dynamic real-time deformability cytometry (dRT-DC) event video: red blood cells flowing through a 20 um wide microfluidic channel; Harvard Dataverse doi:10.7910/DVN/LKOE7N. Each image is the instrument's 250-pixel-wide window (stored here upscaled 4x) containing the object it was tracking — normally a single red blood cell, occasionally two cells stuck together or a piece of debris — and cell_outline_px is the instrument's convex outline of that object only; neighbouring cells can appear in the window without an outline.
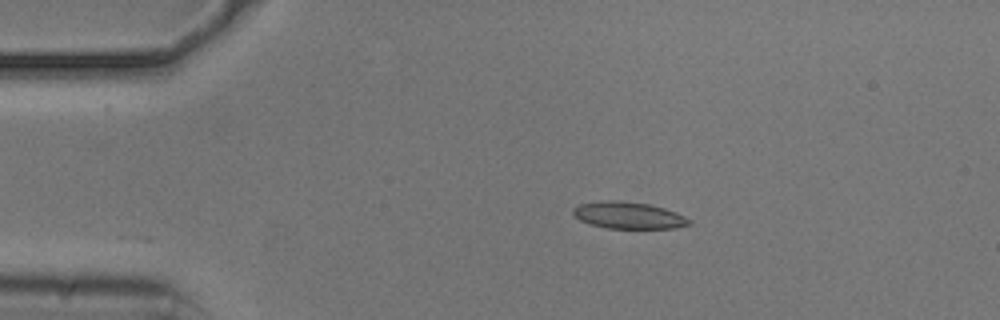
{"species": "common noctule bat (a hibernating species)", "species_latin": "Nyctalus noctula", "temperature_condition": "cold", "stored_images_in_passage": 44, "camera_frame_rate_fps": 3000, "um_per_image_px": 0.085, "animal": {"sex": "male", "body_mass_g": 20.5, "forearm_length_mm": 52.5}, "frame": {"image": 1, "passage_image": 1, "time_ms": 0.0, "image_size_px": [1000, 320], "cell_outline_px": [[692, 224], [676, 228], [608, 228], [592, 224], [580, 220], [572, 212], [572, 208], [580, 204], [600, 200], [612, 200], [648, 204], [664, 208], [676, 212], [692, 220]], "centroid_in_image_um": [53.44, 18.3], "position_along_channel_um": 31.6, "area_um2": 18.03}}
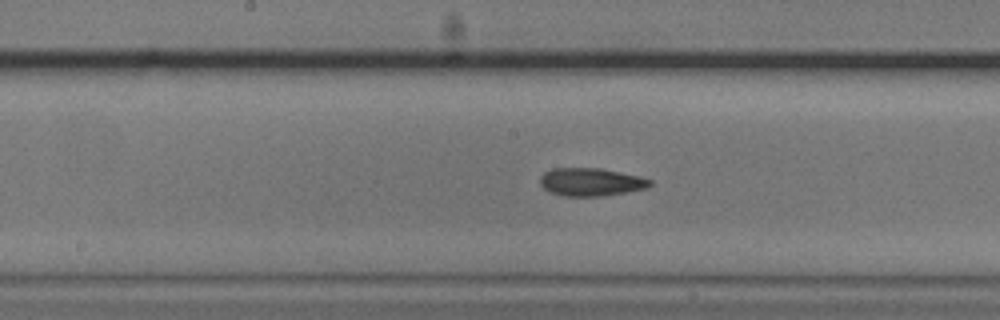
{"frame": {"image": 2, "passage_image": 18, "time_ms": 5.667, "image_size_px": [1000, 320], "cell_outline_px": [[652, 184], [648, 188], [604, 196], [564, 196], [548, 192], [540, 184], [540, 176], [544, 172], [552, 168], [600, 168], [640, 176], [652, 180]], "centroid_in_image_um": [50.22, 15.47], "position_along_channel_um": 198.0, "area_um2": 18.09}}
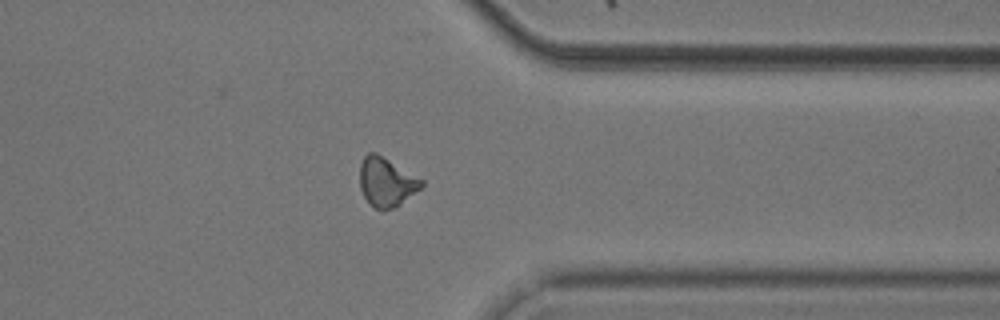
{"frame": {"image": 3, "passage_image": 33, "time_ms": 10.667, "image_size_px": [1000, 320], "cell_outline_px": [[424, 184], [420, 188], [396, 208], [376, 208], [364, 196], [360, 188], [360, 164], [364, 156], [368, 152], [376, 152], [424, 180]], "centroid_in_image_um": [32.85, 15.44], "position_along_channel_um": 378.6, "area_um2": 17.4}, "authors_computed_cell_mechanics": {"area_um2": 17.629, "velocity_mm_per_s": 3.7468, "shape_relaxation_time_tau1_ms": 7.6346, "shape_relaxation_time_tau2_ms": 5.4328, "deformation_change_tau1": 0.1503, "deformation_change_tau2": 0.1418}}